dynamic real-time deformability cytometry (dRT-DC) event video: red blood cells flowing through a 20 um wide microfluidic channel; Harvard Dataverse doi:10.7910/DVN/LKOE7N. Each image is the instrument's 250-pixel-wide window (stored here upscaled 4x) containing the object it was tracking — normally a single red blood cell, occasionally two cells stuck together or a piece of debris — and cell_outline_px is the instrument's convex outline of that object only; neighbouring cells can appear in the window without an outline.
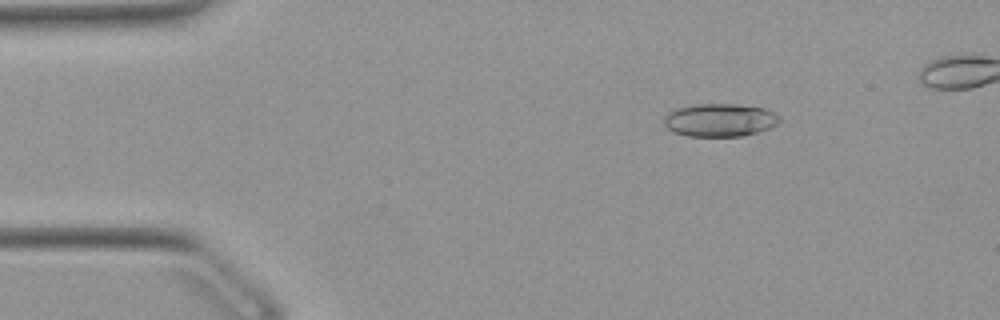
{"species": "Egyptian fruit bat (a non-hibernating species)", "species_latin": "Rousettus aegyptiacus", "temperature_condition": "warm", "stored_images_in_passage": 34, "camera_frame_rate_fps": 3000, "um_per_image_px": 0.085, "animal": {"sex": "female"}, "frame": {"image": 1, "passage_image": 2, "time_ms": 0.333, "image_size_px": [1000, 320], "cell_outline_px": [[780, 120], [776, 124], [768, 128], [744, 136], [688, 136], [672, 132], [664, 124], [664, 116], [668, 112], [676, 108], [696, 104], [736, 104], [764, 108], [780, 116]], "centroid_in_image_um": [61.15, 10.2], "position_along_channel_um": 23.9, "area_um2": 22.2}}
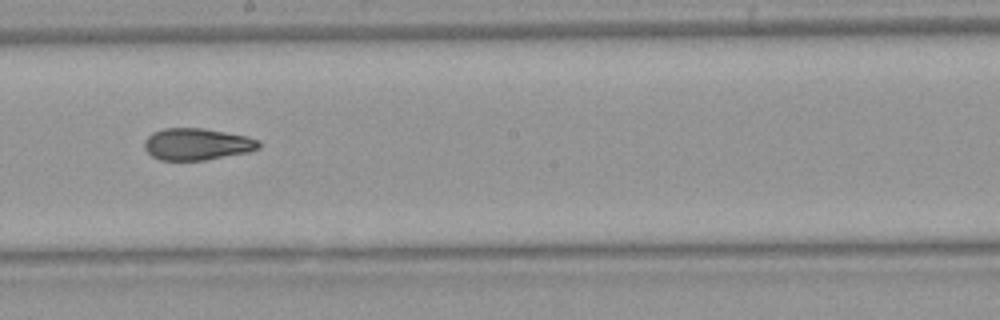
{"frame": {"image": 2, "passage_image": 23, "time_ms": 7.333, "image_size_px": [1000, 320], "cell_outline_px": [[260, 148], [248, 152], [204, 160], [160, 160], [152, 156], [144, 148], [144, 140], [152, 132], [164, 128], [204, 128], [248, 136], [260, 140]], "centroid_in_image_um": [16.75, 12.24], "position_along_channel_um": 231.5, "area_um2": 21.33}}
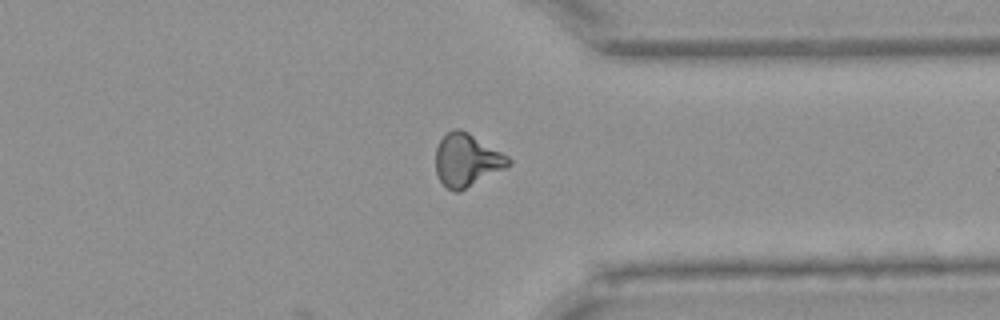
{"frame": {"image": 3, "passage_image": 34, "time_ms": 11.0, "image_size_px": [1000, 320], "cell_outline_px": [[512, 164], [460, 192], [452, 192], [440, 180], [436, 172], [436, 148], [440, 140], [452, 128], [460, 128], [468, 132], [508, 156], [512, 160]], "centroid_in_image_um": [39.67, 13.61], "position_along_channel_um": 371.7, "area_um2": 22.31}, "authors_computed_cell_mechanics": {"area_um2": 21.8484, "velocity_mm_per_s": 3.9274, "shape_relaxation_time_tau1_ms": null, "shape_relaxation_time_tau2_ms": 3.4315, "deformation_change_tau1": null, "deformation_change_tau2": 0.1071}}